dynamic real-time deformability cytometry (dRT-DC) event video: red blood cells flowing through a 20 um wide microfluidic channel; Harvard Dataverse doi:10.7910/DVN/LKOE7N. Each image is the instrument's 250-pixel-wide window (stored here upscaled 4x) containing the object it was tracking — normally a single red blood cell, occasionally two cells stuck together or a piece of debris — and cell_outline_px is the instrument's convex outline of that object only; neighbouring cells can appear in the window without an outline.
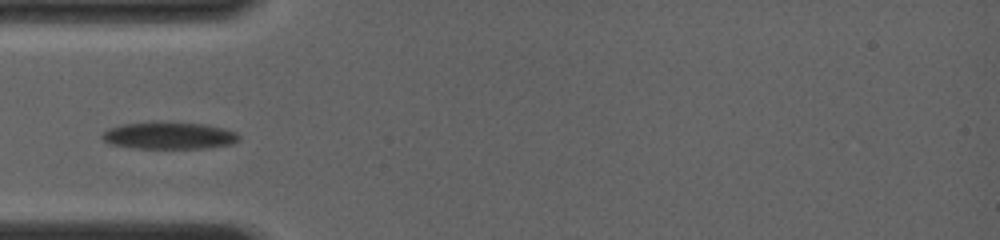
{"species": "common noctule bat (a hibernating species)", "species_latin": "Nyctalus noctula", "temperature_condition": "room temperature", "stored_images_in_passage": 29, "camera_frame_rate_fps": 4000, "um_per_image_px": 0.085, "animal": {"sex": "female", "body_mass_g": 19.0, "forearm_length_mm": 56.7}, "frame": {"image": 1, "passage_image": 4, "time_ms": 1.0, "image_size_px": [1000, 240], "cell_outline_px": [[240, 140], [232, 144], [208, 148], [132, 148], [112, 144], [104, 140], [100, 136], [108, 128], [124, 124], [152, 120], [172, 120], [208, 124], [224, 128], [236, 132], [240, 136]], "centroid_in_image_um": [14.4, 11.48], "position_along_channel_um": 70.6, "area_um2": 22.43}}
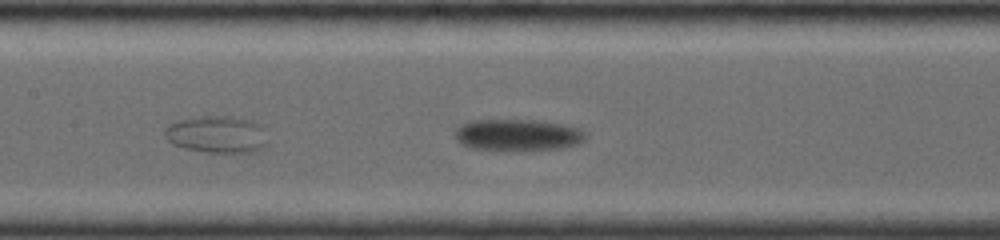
{"frame": {"image": 2, "passage_image": 12, "time_ms": 3.5, "image_size_px": [1000, 240], "cell_outline_px": [[588, 136], [584, 140], [576, 144], [560, 148], [472, 148], [460, 144], [456, 140], [456, 128], [460, 124], [468, 120], [536, 120], [564, 124], [576, 128], [584, 132]], "centroid_in_image_um": [43.97, 11.42], "position_along_channel_um": 163.4, "area_um2": 23.29}}
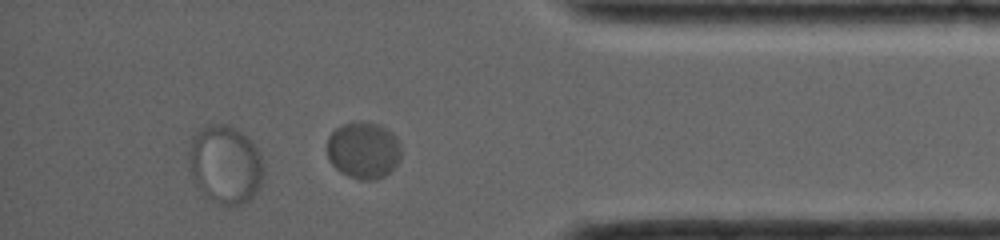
{"frame": {"image": 3, "passage_image": 27, "time_ms": 10.25, "image_size_px": [1000, 240], "cell_outline_px": [[400, 160], [384, 176], [376, 180], [360, 180], [348, 176], [340, 172], [328, 160], [328, 136], [340, 124], [380, 124], [388, 128], [400, 140]], "centroid_in_image_um": [30.91, 12.8], "position_along_channel_um": 404.3, "area_um2": 24.39}}